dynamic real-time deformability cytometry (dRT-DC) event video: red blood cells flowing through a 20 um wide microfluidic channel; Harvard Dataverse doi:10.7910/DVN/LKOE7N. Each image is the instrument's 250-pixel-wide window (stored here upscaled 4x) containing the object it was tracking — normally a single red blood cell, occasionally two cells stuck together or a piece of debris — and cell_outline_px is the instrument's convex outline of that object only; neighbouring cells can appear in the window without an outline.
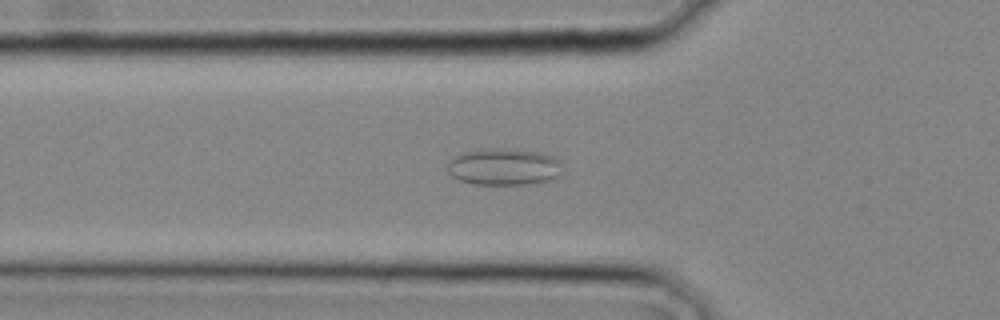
{"species": "common noctule bat (a hibernating species)", "species_latin": "Nyctalus noctula", "temperature_condition": "cold", "stored_images_in_passage": 29, "camera_frame_rate_fps": 3000, "um_per_image_px": 0.085, "animal": {"sex": "male", "body_mass_g": 20.4}, "frame": {"image": 1, "passage_image": 10, "time_ms": 3.0, "image_size_px": [1000, 320], "cell_outline_px": [[560, 160], [556, 176], [548, 180], [528, 184], [472, 184], [460, 180], [452, 176], [448, 172], [448, 164], [456, 156], [464, 152], [492, 148], [504, 148], [540, 152], [552, 156]], "centroid_in_image_um": [42.79, 14.17], "position_along_channel_um": 83.0, "area_um2": 24.16}}
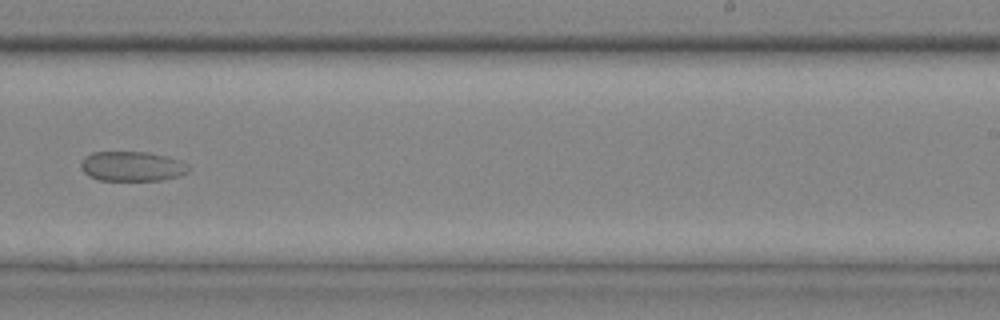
{"frame": {"image": 2, "passage_image": 19, "time_ms": 6.0, "image_size_px": [1000, 320], "cell_outline_px": [[192, 168], [188, 172], [180, 176], [160, 180], [100, 180], [88, 176], [80, 168], [80, 164], [84, 156], [92, 152], [148, 152], [168, 156], [180, 160], [188, 164]], "centroid_in_image_um": [11.25, 14.13], "position_along_channel_um": 277.8, "area_um2": 18.96}}
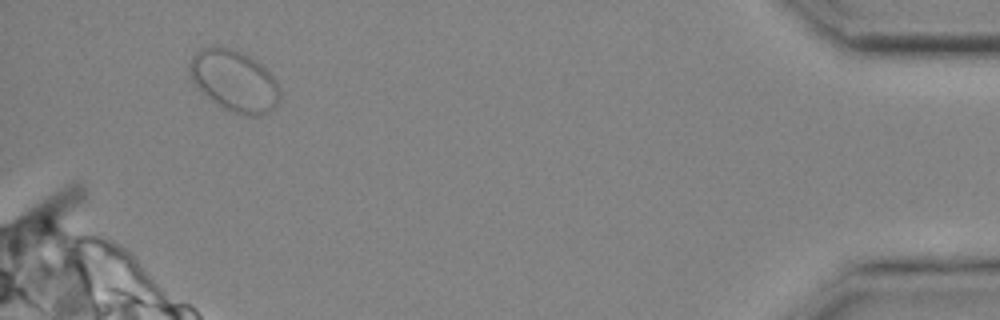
{"frame": {"image": 3, "passage_image": 28, "time_ms": 9.0, "image_size_px": [1000, 320], "cell_outline_px": [[280, 100], [276, 108], [268, 112], [256, 116], [252, 116], [232, 112], [212, 100], [192, 80], [188, 72], [188, 64], [192, 56], [200, 48], [232, 48], [256, 60], [272, 72], [280, 88]], "centroid_in_image_um": [19.96, 6.87], "position_along_channel_um": 415.2, "area_um2": 32.14}}